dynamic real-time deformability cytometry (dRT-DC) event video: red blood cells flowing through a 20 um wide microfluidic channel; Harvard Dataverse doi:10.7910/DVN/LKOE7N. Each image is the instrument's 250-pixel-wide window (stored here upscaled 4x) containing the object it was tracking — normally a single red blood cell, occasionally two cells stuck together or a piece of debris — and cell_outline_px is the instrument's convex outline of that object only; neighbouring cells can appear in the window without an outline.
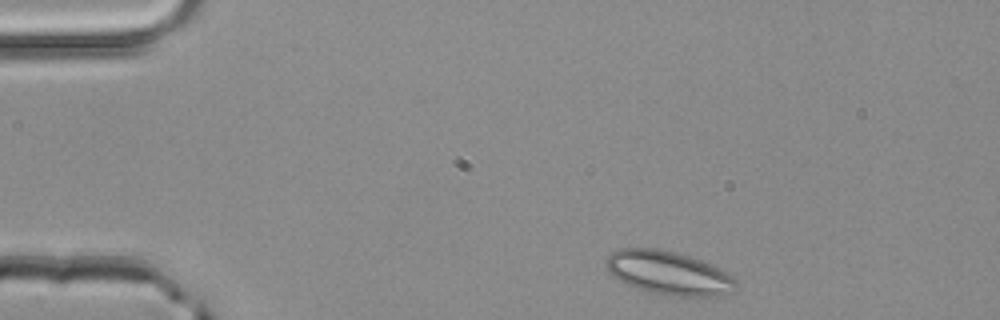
{"species": "common noctule bat (a hibernating species)", "species_latin": "Nyctalus noctula", "temperature_condition": "room temperature", "stored_images_in_passage": 1, "camera_frame_rate_fps": 3000, "um_per_image_px": 0.085, "animal": {"sex": "male", "body_mass_g": 20.4}, "frame": {"image": 1, "passage_image": 1, "time_ms": 0.0, "image_size_px": [1000, 320], "cell_outline_px": [[736, 292], [716, 296], [680, 296], [652, 292], [628, 284], [612, 276], [608, 272], [604, 264], [604, 260], [612, 252], [620, 248], [660, 248], [676, 252], [700, 260], [720, 268], [732, 276], [736, 280]], "centroid_in_image_um": [56.83, 23.18], "position_along_channel_um": 28.2, "area_um2": 32.95}}